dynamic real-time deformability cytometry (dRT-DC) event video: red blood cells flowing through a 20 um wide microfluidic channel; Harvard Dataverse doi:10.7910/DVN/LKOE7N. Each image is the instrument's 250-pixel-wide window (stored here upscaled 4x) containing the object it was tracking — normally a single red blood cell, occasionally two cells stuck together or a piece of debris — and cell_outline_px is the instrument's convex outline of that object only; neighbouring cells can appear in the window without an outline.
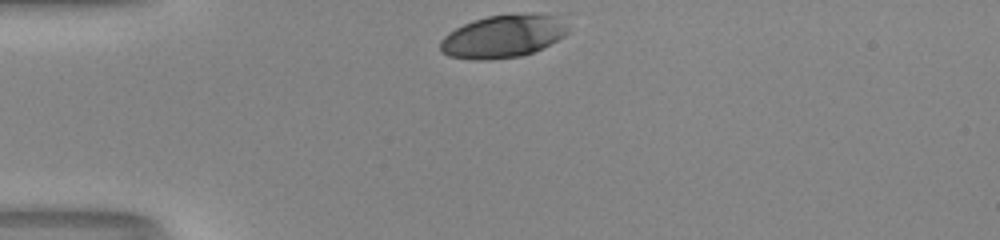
{"species": "human", "species_latin": "Homo sapiens", "temperature_condition": "room temperature", "stored_images_in_passage": 29, "camera_frame_rate_fps": 3000, "um_per_image_px": 0.085, "donor": {"sex": "male"}, "frame": {"image": 1, "passage_image": 1, "time_ms": 0.0, "image_size_px": [1000, 240], "cell_outline_px": [[568, 32], [564, 36], [532, 52], [520, 56], [492, 60], [472, 60], [448, 56], [440, 52], [440, 40], [448, 32], [472, 20], [488, 16], [556, 16]], "centroid_in_image_um": [42.62, 3.15], "position_along_channel_um": 42.4, "area_um2": 30.81}}
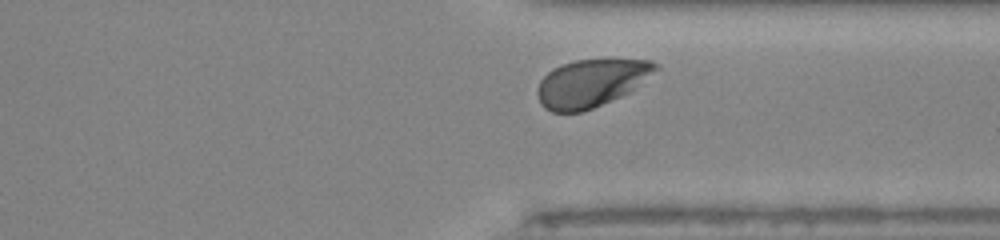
{"frame": {"image": 2, "passage_image": 27, "time_ms": 8.667, "image_size_px": [1000, 240], "cell_outline_px": [[660, 68], [628, 92], [620, 96], [592, 108], [580, 112], [552, 112], [544, 108], [540, 104], [536, 92], [536, 88], [540, 80], [552, 68], [576, 60], [652, 60], [660, 64]], "centroid_in_image_um": [50.21, 7.06], "position_along_channel_um": 361.2, "area_um2": 32.54}, "authors_computed_cell_mechanics": {"area_um2": 35.1424, "velocity_mm_per_s": 4.0699, "shape_relaxation_time_tau1_ms": 1.7967, "shape_relaxation_time_tau2_ms": null, "deformation_change_tau1": 0.1161, "deformation_change_tau2": null}}